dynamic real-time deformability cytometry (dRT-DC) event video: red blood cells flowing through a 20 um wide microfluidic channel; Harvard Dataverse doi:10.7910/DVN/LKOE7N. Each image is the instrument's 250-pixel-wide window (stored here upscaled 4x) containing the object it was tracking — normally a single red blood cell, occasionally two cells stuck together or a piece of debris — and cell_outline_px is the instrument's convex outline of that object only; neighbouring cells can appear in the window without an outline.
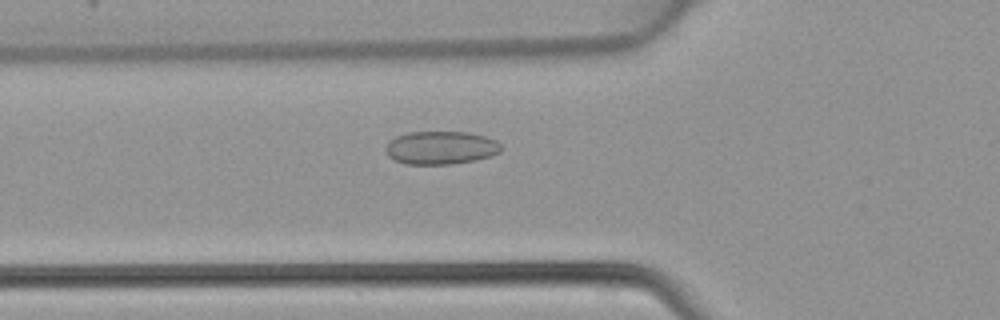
{"species": "common noctule bat (a hibernating species)", "species_latin": "Nyctalus noctula", "temperature_condition": "warm", "stored_images_in_passage": 42, "camera_frame_rate_fps": 3000, "um_per_image_px": 0.085, "animal": {"sex": "female", "body_mass_g": 22.7, "forearm_length_mm": 54.2}, "frame": {"image": 1, "passage_image": 12, "time_ms": 3.667, "image_size_px": [1000, 320], "cell_outline_px": [[500, 152], [492, 156], [476, 160], [452, 164], [404, 164], [392, 160], [388, 156], [384, 148], [396, 136], [408, 132], [468, 132], [484, 136], [496, 140], [500, 144]], "centroid_in_image_um": [37.46, 12.57], "position_along_channel_um": 88.3, "area_um2": 22.43}}
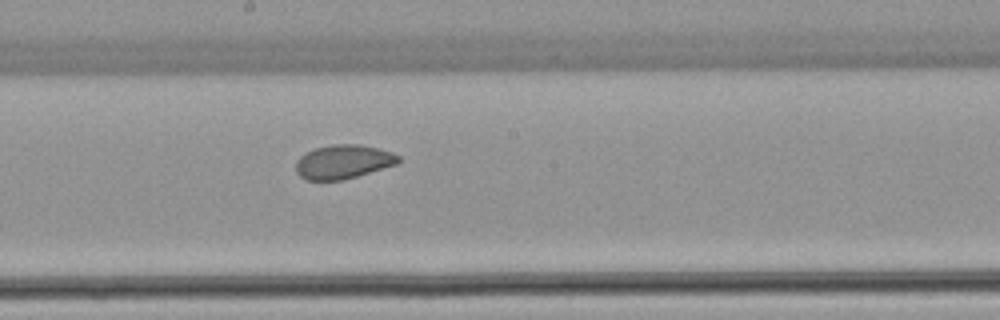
{"frame": {"image": 2, "passage_image": 21, "time_ms": 6.667, "image_size_px": [1000, 320], "cell_outline_px": [[400, 160], [396, 164], [344, 180], [304, 180], [296, 172], [296, 160], [300, 156], [316, 148], [336, 144], [360, 144], [392, 152], [400, 156]], "centroid_in_image_um": [29.16, 13.76], "position_along_channel_um": 219.0, "area_um2": 20.17}}
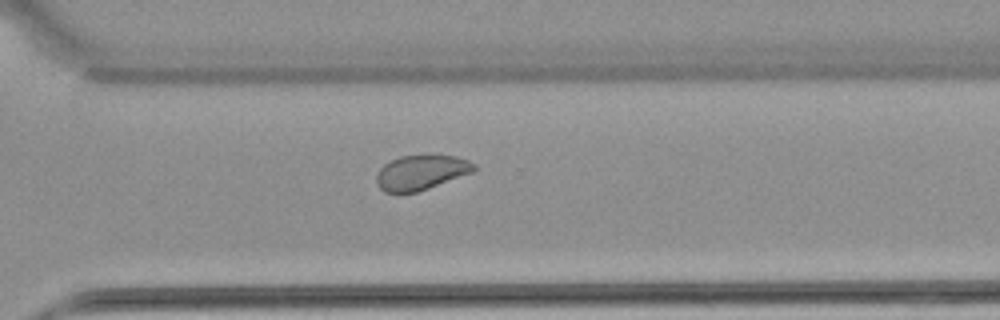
{"frame": {"image": 3, "passage_image": 29, "time_ms": 9.333, "image_size_px": [1000, 320], "cell_outline_px": [[476, 168], [472, 172], [428, 188], [416, 192], [384, 192], [376, 184], [376, 172], [384, 164], [400, 156], [428, 152], [456, 156], [468, 160], [476, 164]], "centroid_in_image_um": [35.79, 14.6], "position_along_channel_um": 334.8, "area_um2": 20.29}}